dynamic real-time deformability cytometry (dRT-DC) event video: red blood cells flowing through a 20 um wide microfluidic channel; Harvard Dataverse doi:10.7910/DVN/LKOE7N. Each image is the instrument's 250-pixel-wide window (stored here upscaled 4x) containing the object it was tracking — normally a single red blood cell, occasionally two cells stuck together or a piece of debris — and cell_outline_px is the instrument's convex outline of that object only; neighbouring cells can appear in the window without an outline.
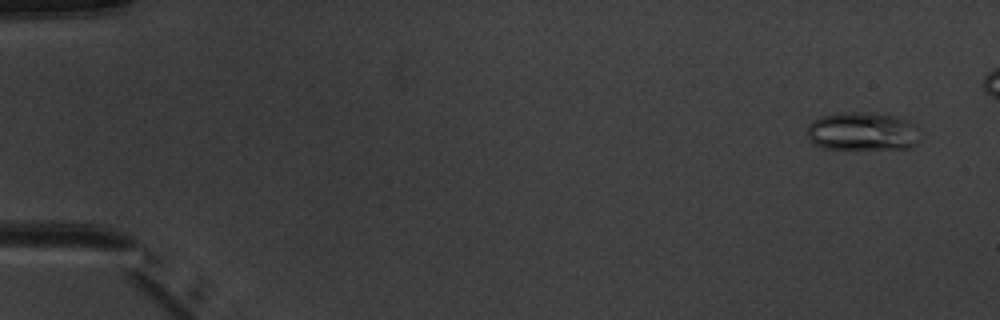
{"species": "common noctule bat (a hibernating species)", "species_latin": "Nyctalus noctula", "temperature_condition": "warm", "stored_images_in_passage": 5, "camera_frame_rate_fps": 3000, "um_per_image_px": 0.085, "animal": {"sex": "male", "body_mass_g": 20.1, "forearm_length_mm": 53.5}, "frame": {"image": 1, "passage_image": 1, "time_ms": 0.0, "image_size_px": [1000, 320], "cell_outline_px": [[916, 144], [912, 148], [824, 148], [808, 140], [808, 124], [812, 120], [820, 116], [840, 112], [852, 112], [896, 116], [916, 124]], "centroid_in_image_um": [73.26, 11.16], "position_along_channel_um": 11.7, "area_um2": 24.85}}